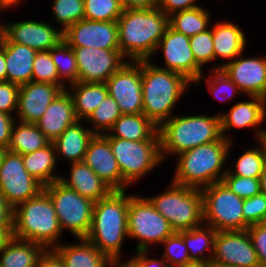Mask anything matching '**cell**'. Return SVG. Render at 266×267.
Segmentation results:
<instances>
[{
	"label": "cell",
	"instance_id": "cell-1",
	"mask_svg": "<svg viewBox=\"0 0 266 267\" xmlns=\"http://www.w3.org/2000/svg\"><path fill=\"white\" fill-rule=\"evenodd\" d=\"M119 50L130 61L151 60L169 26V17L158 7L123 10L117 20Z\"/></svg>",
	"mask_w": 266,
	"mask_h": 267
},
{
	"label": "cell",
	"instance_id": "cell-2",
	"mask_svg": "<svg viewBox=\"0 0 266 267\" xmlns=\"http://www.w3.org/2000/svg\"><path fill=\"white\" fill-rule=\"evenodd\" d=\"M125 191H113L94 203L92 225L86 239L113 261H120L122 243L128 237V206Z\"/></svg>",
	"mask_w": 266,
	"mask_h": 267
},
{
	"label": "cell",
	"instance_id": "cell-3",
	"mask_svg": "<svg viewBox=\"0 0 266 267\" xmlns=\"http://www.w3.org/2000/svg\"><path fill=\"white\" fill-rule=\"evenodd\" d=\"M143 114L160 127L172 117L175 103L191 83L184 76L141 60Z\"/></svg>",
	"mask_w": 266,
	"mask_h": 267
},
{
	"label": "cell",
	"instance_id": "cell-4",
	"mask_svg": "<svg viewBox=\"0 0 266 267\" xmlns=\"http://www.w3.org/2000/svg\"><path fill=\"white\" fill-rule=\"evenodd\" d=\"M232 140L222 137L216 142L203 144L177 155V165L172 182L196 189L222 182L223 170L229 156Z\"/></svg>",
	"mask_w": 266,
	"mask_h": 267
},
{
	"label": "cell",
	"instance_id": "cell-5",
	"mask_svg": "<svg viewBox=\"0 0 266 267\" xmlns=\"http://www.w3.org/2000/svg\"><path fill=\"white\" fill-rule=\"evenodd\" d=\"M162 160L194 147L216 142L223 135L220 114L172 116L158 128ZM168 154V155H167Z\"/></svg>",
	"mask_w": 266,
	"mask_h": 267
},
{
	"label": "cell",
	"instance_id": "cell-6",
	"mask_svg": "<svg viewBox=\"0 0 266 267\" xmlns=\"http://www.w3.org/2000/svg\"><path fill=\"white\" fill-rule=\"evenodd\" d=\"M61 234L55 207L44 190L14 208V238L53 249L60 244L57 241Z\"/></svg>",
	"mask_w": 266,
	"mask_h": 267
},
{
	"label": "cell",
	"instance_id": "cell-7",
	"mask_svg": "<svg viewBox=\"0 0 266 267\" xmlns=\"http://www.w3.org/2000/svg\"><path fill=\"white\" fill-rule=\"evenodd\" d=\"M147 199L168 220L175 232L190 230L204 223L201 189L171 181L168 190Z\"/></svg>",
	"mask_w": 266,
	"mask_h": 267
},
{
	"label": "cell",
	"instance_id": "cell-8",
	"mask_svg": "<svg viewBox=\"0 0 266 267\" xmlns=\"http://www.w3.org/2000/svg\"><path fill=\"white\" fill-rule=\"evenodd\" d=\"M122 175V191L163 161L160 140L132 141L107 137Z\"/></svg>",
	"mask_w": 266,
	"mask_h": 267
},
{
	"label": "cell",
	"instance_id": "cell-9",
	"mask_svg": "<svg viewBox=\"0 0 266 267\" xmlns=\"http://www.w3.org/2000/svg\"><path fill=\"white\" fill-rule=\"evenodd\" d=\"M203 222L216 231H243L250 226L243 215L244 199L234 194L223 182L201 189Z\"/></svg>",
	"mask_w": 266,
	"mask_h": 267
},
{
	"label": "cell",
	"instance_id": "cell-10",
	"mask_svg": "<svg viewBox=\"0 0 266 267\" xmlns=\"http://www.w3.org/2000/svg\"><path fill=\"white\" fill-rule=\"evenodd\" d=\"M53 202L61 230L68 229L77 239L86 238L92 225L94 203L60 180L43 187Z\"/></svg>",
	"mask_w": 266,
	"mask_h": 267
},
{
	"label": "cell",
	"instance_id": "cell-11",
	"mask_svg": "<svg viewBox=\"0 0 266 267\" xmlns=\"http://www.w3.org/2000/svg\"><path fill=\"white\" fill-rule=\"evenodd\" d=\"M127 223L128 237L139 240L136 251L148 250L152 243L161 244L175 232L151 202L138 195H130Z\"/></svg>",
	"mask_w": 266,
	"mask_h": 267
},
{
	"label": "cell",
	"instance_id": "cell-12",
	"mask_svg": "<svg viewBox=\"0 0 266 267\" xmlns=\"http://www.w3.org/2000/svg\"><path fill=\"white\" fill-rule=\"evenodd\" d=\"M43 187L25 169L22 155L7 150L0 165V190L8 203L15 208L36 197Z\"/></svg>",
	"mask_w": 266,
	"mask_h": 267
},
{
	"label": "cell",
	"instance_id": "cell-13",
	"mask_svg": "<svg viewBox=\"0 0 266 267\" xmlns=\"http://www.w3.org/2000/svg\"><path fill=\"white\" fill-rule=\"evenodd\" d=\"M210 266L261 267L248 231H217Z\"/></svg>",
	"mask_w": 266,
	"mask_h": 267
},
{
	"label": "cell",
	"instance_id": "cell-14",
	"mask_svg": "<svg viewBox=\"0 0 266 267\" xmlns=\"http://www.w3.org/2000/svg\"><path fill=\"white\" fill-rule=\"evenodd\" d=\"M128 62L105 84L108 95L115 99L121 114H139L143 112L141 60Z\"/></svg>",
	"mask_w": 266,
	"mask_h": 267
},
{
	"label": "cell",
	"instance_id": "cell-15",
	"mask_svg": "<svg viewBox=\"0 0 266 267\" xmlns=\"http://www.w3.org/2000/svg\"><path fill=\"white\" fill-rule=\"evenodd\" d=\"M162 50L166 65L164 70H171L184 76L191 83L198 86L204 78L202 67H200L194 58L190 48V37L177 32L168 26L164 36L158 43L156 51Z\"/></svg>",
	"mask_w": 266,
	"mask_h": 267
},
{
	"label": "cell",
	"instance_id": "cell-16",
	"mask_svg": "<svg viewBox=\"0 0 266 267\" xmlns=\"http://www.w3.org/2000/svg\"><path fill=\"white\" fill-rule=\"evenodd\" d=\"M78 68V81L105 83L125 63L120 50L71 47Z\"/></svg>",
	"mask_w": 266,
	"mask_h": 267
},
{
	"label": "cell",
	"instance_id": "cell-17",
	"mask_svg": "<svg viewBox=\"0 0 266 267\" xmlns=\"http://www.w3.org/2000/svg\"><path fill=\"white\" fill-rule=\"evenodd\" d=\"M63 40L70 47L119 50L117 21H95L84 18L63 32Z\"/></svg>",
	"mask_w": 266,
	"mask_h": 267
},
{
	"label": "cell",
	"instance_id": "cell-18",
	"mask_svg": "<svg viewBox=\"0 0 266 267\" xmlns=\"http://www.w3.org/2000/svg\"><path fill=\"white\" fill-rule=\"evenodd\" d=\"M237 56L233 61L216 65L248 96L266 99V57L247 58ZM241 57V58H240Z\"/></svg>",
	"mask_w": 266,
	"mask_h": 267
},
{
	"label": "cell",
	"instance_id": "cell-19",
	"mask_svg": "<svg viewBox=\"0 0 266 267\" xmlns=\"http://www.w3.org/2000/svg\"><path fill=\"white\" fill-rule=\"evenodd\" d=\"M63 40V31L41 21H19L3 24V42L23 44L33 50L48 51Z\"/></svg>",
	"mask_w": 266,
	"mask_h": 267
},
{
	"label": "cell",
	"instance_id": "cell-20",
	"mask_svg": "<svg viewBox=\"0 0 266 267\" xmlns=\"http://www.w3.org/2000/svg\"><path fill=\"white\" fill-rule=\"evenodd\" d=\"M62 91L59 86L51 83L31 81L20 85L16 110L18 121L23 123L38 121Z\"/></svg>",
	"mask_w": 266,
	"mask_h": 267
},
{
	"label": "cell",
	"instance_id": "cell-21",
	"mask_svg": "<svg viewBox=\"0 0 266 267\" xmlns=\"http://www.w3.org/2000/svg\"><path fill=\"white\" fill-rule=\"evenodd\" d=\"M83 162L114 191H122V175L112 153L109 139L104 134H95L90 140Z\"/></svg>",
	"mask_w": 266,
	"mask_h": 267
},
{
	"label": "cell",
	"instance_id": "cell-22",
	"mask_svg": "<svg viewBox=\"0 0 266 267\" xmlns=\"http://www.w3.org/2000/svg\"><path fill=\"white\" fill-rule=\"evenodd\" d=\"M248 97L252 101L236 102L227 113L220 114L222 135L228 140L230 138L226 137L225 133L232 128L258 127L255 131L257 139L266 131L262 127L259 129V125L266 118V99L258 96Z\"/></svg>",
	"mask_w": 266,
	"mask_h": 267
},
{
	"label": "cell",
	"instance_id": "cell-23",
	"mask_svg": "<svg viewBox=\"0 0 266 267\" xmlns=\"http://www.w3.org/2000/svg\"><path fill=\"white\" fill-rule=\"evenodd\" d=\"M74 103L69 91H62L35 122L50 142H54L65 129L77 122Z\"/></svg>",
	"mask_w": 266,
	"mask_h": 267
},
{
	"label": "cell",
	"instance_id": "cell-24",
	"mask_svg": "<svg viewBox=\"0 0 266 267\" xmlns=\"http://www.w3.org/2000/svg\"><path fill=\"white\" fill-rule=\"evenodd\" d=\"M70 164V178L66 179L61 176L60 181L81 196L96 202L106 198L114 191L84 162Z\"/></svg>",
	"mask_w": 266,
	"mask_h": 267
},
{
	"label": "cell",
	"instance_id": "cell-25",
	"mask_svg": "<svg viewBox=\"0 0 266 267\" xmlns=\"http://www.w3.org/2000/svg\"><path fill=\"white\" fill-rule=\"evenodd\" d=\"M78 244H59L53 250L61 257L64 267H111L113 260L100 252L86 238Z\"/></svg>",
	"mask_w": 266,
	"mask_h": 267
},
{
	"label": "cell",
	"instance_id": "cell-26",
	"mask_svg": "<svg viewBox=\"0 0 266 267\" xmlns=\"http://www.w3.org/2000/svg\"><path fill=\"white\" fill-rule=\"evenodd\" d=\"M108 132L104 134L106 137L132 141L160 140L158 127L143 113L122 114Z\"/></svg>",
	"mask_w": 266,
	"mask_h": 267
},
{
	"label": "cell",
	"instance_id": "cell-27",
	"mask_svg": "<svg viewBox=\"0 0 266 267\" xmlns=\"http://www.w3.org/2000/svg\"><path fill=\"white\" fill-rule=\"evenodd\" d=\"M78 120L70 125L53 142L56 155L67 159L70 163L83 162L90 140L95 135L90 128H84Z\"/></svg>",
	"mask_w": 266,
	"mask_h": 267
},
{
	"label": "cell",
	"instance_id": "cell-28",
	"mask_svg": "<svg viewBox=\"0 0 266 267\" xmlns=\"http://www.w3.org/2000/svg\"><path fill=\"white\" fill-rule=\"evenodd\" d=\"M36 54L37 51L23 44L5 42L7 81L18 85L31 82Z\"/></svg>",
	"mask_w": 266,
	"mask_h": 267
},
{
	"label": "cell",
	"instance_id": "cell-29",
	"mask_svg": "<svg viewBox=\"0 0 266 267\" xmlns=\"http://www.w3.org/2000/svg\"><path fill=\"white\" fill-rule=\"evenodd\" d=\"M215 59L218 57L233 61L243 55L246 37L243 30L231 22H218L211 27Z\"/></svg>",
	"mask_w": 266,
	"mask_h": 267
},
{
	"label": "cell",
	"instance_id": "cell-30",
	"mask_svg": "<svg viewBox=\"0 0 266 267\" xmlns=\"http://www.w3.org/2000/svg\"><path fill=\"white\" fill-rule=\"evenodd\" d=\"M56 149L50 142L42 149L22 155V160L27 172L38 180L43 186L60 180L61 175H54L57 161Z\"/></svg>",
	"mask_w": 266,
	"mask_h": 267
},
{
	"label": "cell",
	"instance_id": "cell-31",
	"mask_svg": "<svg viewBox=\"0 0 266 267\" xmlns=\"http://www.w3.org/2000/svg\"><path fill=\"white\" fill-rule=\"evenodd\" d=\"M66 89L72 97L76 116L79 120H86L108 95L105 83L76 82Z\"/></svg>",
	"mask_w": 266,
	"mask_h": 267
},
{
	"label": "cell",
	"instance_id": "cell-32",
	"mask_svg": "<svg viewBox=\"0 0 266 267\" xmlns=\"http://www.w3.org/2000/svg\"><path fill=\"white\" fill-rule=\"evenodd\" d=\"M45 248L32 241L12 238L0 250L1 267H36L39 256Z\"/></svg>",
	"mask_w": 266,
	"mask_h": 267
},
{
	"label": "cell",
	"instance_id": "cell-33",
	"mask_svg": "<svg viewBox=\"0 0 266 267\" xmlns=\"http://www.w3.org/2000/svg\"><path fill=\"white\" fill-rule=\"evenodd\" d=\"M179 233L188 248L191 261L210 265L217 231L213 227L203 223V225L190 230L179 231ZM209 249L211 256H205L204 251L206 252Z\"/></svg>",
	"mask_w": 266,
	"mask_h": 267
},
{
	"label": "cell",
	"instance_id": "cell-34",
	"mask_svg": "<svg viewBox=\"0 0 266 267\" xmlns=\"http://www.w3.org/2000/svg\"><path fill=\"white\" fill-rule=\"evenodd\" d=\"M17 123L15 121L12 127L8 151L24 155L42 149L50 143L35 123Z\"/></svg>",
	"mask_w": 266,
	"mask_h": 267
},
{
	"label": "cell",
	"instance_id": "cell-35",
	"mask_svg": "<svg viewBox=\"0 0 266 267\" xmlns=\"http://www.w3.org/2000/svg\"><path fill=\"white\" fill-rule=\"evenodd\" d=\"M211 13L201 6L180 11L169 16V26L185 36L191 37L208 30Z\"/></svg>",
	"mask_w": 266,
	"mask_h": 267
},
{
	"label": "cell",
	"instance_id": "cell-36",
	"mask_svg": "<svg viewBox=\"0 0 266 267\" xmlns=\"http://www.w3.org/2000/svg\"><path fill=\"white\" fill-rule=\"evenodd\" d=\"M57 68L59 79L69 82L68 85L78 82V68L73 48L64 40L49 50Z\"/></svg>",
	"mask_w": 266,
	"mask_h": 267
},
{
	"label": "cell",
	"instance_id": "cell-37",
	"mask_svg": "<svg viewBox=\"0 0 266 267\" xmlns=\"http://www.w3.org/2000/svg\"><path fill=\"white\" fill-rule=\"evenodd\" d=\"M121 115L115 99L107 95L86 120L92 123L93 128L90 129L94 134H105Z\"/></svg>",
	"mask_w": 266,
	"mask_h": 267
},
{
	"label": "cell",
	"instance_id": "cell-38",
	"mask_svg": "<svg viewBox=\"0 0 266 267\" xmlns=\"http://www.w3.org/2000/svg\"><path fill=\"white\" fill-rule=\"evenodd\" d=\"M266 164L262 145L247 150L237 159L234 170L227 168L226 174L241 177L260 178Z\"/></svg>",
	"mask_w": 266,
	"mask_h": 267
},
{
	"label": "cell",
	"instance_id": "cell-39",
	"mask_svg": "<svg viewBox=\"0 0 266 267\" xmlns=\"http://www.w3.org/2000/svg\"><path fill=\"white\" fill-rule=\"evenodd\" d=\"M32 81L51 83L59 86L63 91L67 89L66 82L59 79L49 50L37 52L33 62Z\"/></svg>",
	"mask_w": 266,
	"mask_h": 267
},
{
	"label": "cell",
	"instance_id": "cell-40",
	"mask_svg": "<svg viewBox=\"0 0 266 267\" xmlns=\"http://www.w3.org/2000/svg\"><path fill=\"white\" fill-rule=\"evenodd\" d=\"M84 18L95 21H117L122 14L119 0H84Z\"/></svg>",
	"mask_w": 266,
	"mask_h": 267
},
{
	"label": "cell",
	"instance_id": "cell-41",
	"mask_svg": "<svg viewBox=\"0 0 266 267\" xmlns=\"http://www.w3.org/2000/svg\"><path fill=\"white\" fill-rule=\"evenodd\" d=\"M53 16L64 32L68 27L84 19V0H54Z\"/></svg>",
	"mask_w": 266,
	"mask_h": 267
},
{
	"label": "cell",
	"instance_id": "cell-42",
	"mask_svg": "<svg viewBox=\"0 0 266 267\" xmlns=\"http://www.w3.org/2000/svg\"><path fill=\"white\" fill-rule=\"evenodd\" d=\"M161 244L165 246L162 258L165 259L171 267H179L192 263L188 254V248L179 232H174Z\"/></svg>",
	"mask_w": 266,
	"mask_h": 267
},
{
	"label": "cell",
	"instance_id": "cell-43",
	"mask_svg": "<svg viewBox=\"0 0 266 267\" xmlns=\"http://www.w3.org/2000/svg\"><path fill=\"white\" fill-rule=\"evenodd\" d=\"M210 77L206 78L208 90L218 100H231L234 94H241L237 85L221 70H211Z\"/></svg>",
	"mask_w": 266,
	"mask_h": 267
},
{
	"label": "cell",
	"instance_id": "cell-44",
	"mask_svg": "<svg viewBox=\"0 0 266 267\" xmlns=\"http://www.w3.org/2000/svg\"><path fill=\"white\" fill-rule=\"evenodd\" d=\"M190 48L196 63L201 67L207 62L215 60V53L212 39V29L198 33L190 37Z\"/></svg>",
	"mask_w": 266,
	"mask_h": 267
},
{
	"label": "cell",
	"instance_id": "cell-45",
	"mask_svg": "<svg viewBox=\"0 0 266 267\" xmlns=\"http://www.w3.org/2000/svg\"><path fill=\"white\" fill-rule=\"evenodd\" d=\"M222 182L238 197L248 199L261 192L260 179L225 174Z\"/></svg>",
	"mask_w": 266,
	"mask_h": 267
},
{
	"label": "cell",
	"instance_id": "cell-46",
	"mask_svg": "<svg viewBox=\"0 0 266 267\" xmlns=\"http://www.w3.org/2000/svg\"><path fill=\"white\" fill-rule=\"evenodd\" d=\"M244 220L249 225H254L266 221V195L262 192L244 199L243 204Z\"/></svg>",
	"mask_w": 266,
	"mask_h": 267
},
{
	"label": "cell",
	"instance_id": "cell-47",
	"mask_svg": "<svg viewBox=\"0 0 266 267\" xmlns=\"http://www.w3.org/2000/svg\"><path fill=\"white\" fill-rule=\"evenodd\" d=\"M20 85L9 82L0 81V111L11 114L17 110L18 94Z\"/></svg>",
	"mask_w": 266,
	"mask_h": 267
},
{
	"label": "cell",
	"instance_id": "cell-48",
	"mask_svg": "<svg viewBox=\"0 0 266 267\" xmlns=\"http://www.w3.org/2000/svg\"><path fill=\"white\" fill-rule=\"evenodd\" d=\"M247 231L257 252L261 267H266V221L250 225Z\"/></svg>",
	"mask_w": 266,
	"mask_h": 267
},
{
	"label": "cell",
	"instance_id": "cell-49",
	"mask_svg": "<svg viewBox=\"0 0 266 267\" xmlns=\"http://www.w3.org/2000/svg\"><path fill=\"white\" fill-rule=\"evenodd\" d=\"M197 0H158V8L168 17L174 13L193 9L199 5L195 4Z\"/></svg>",
	"mask_w": 266,
	"mask_h": 267
},
{
	"label": "cell",
	"instance_id": "cell-50",
	"mask_svg": "<svg viewBox=\"0 0 266 267\" xmlns=\"http://www.w3.org/2000/svg\"><path fill=\"white\" fill-rule=\"evenodd\" d=\"M128 262L133 267H171L165 259H151L148 256V250L136 251V255Z\"/></svg>",
	"mask_w": 266,
	"mask_h": 267
},
{
	"label": "cell",
	"instance_id": "cell-51",
	"mask_svg": "<svg viewBox=\"0 0 266 267\" xmlns=\"http://www.w3.org/2000/svg\"><path fill=\"white\" fill-rule=\"evenodd\" d=\"M16 119L13 115L0 111V147L8 148L11 141V131Z\"/></svg>",
	"mask_w": 266,
	"mask_h": 267
},
{
	"label": "cell",
	"instance_id": "cell-52",
	"mask_svg": "<svg viewBox=\"0 0 266 267\" xmlns=\"http://www.w3.org/2000/svg\"><path fill=\"white\" fill-rule=\"evenodd\" d=\"M0 227H14V208L0 190Z\"/></svg>",
	"mask_w": 266,
	"mask_h": 267
},
{
	"label": "cell",
	"instance_id": "cell-53",
	"mask_svg": "<svg viewBox=\"0 0 266 267\" xmlns=\"http://www.w3.org/2000/svg\"><path fill=\"white\" fill-rule=\"evenodd\" d=\"M36 267H64V264L61 257L48 248L39 256Z\"/></svg>",
	"mask_w": 266,
	"mask_h": 267
},
{
	"label": "cell",
	"instance_id": "cell-54",
	"mask_svg": "<svg viewBox=\"0 0 266 267\" xmlns=\"http://www.w3.org/2000/svg\"><path fill=\"white\" fill-rule=\"evenodd\" d=\"M123 10L152 9L158 7V0H119Z\"/></svg>",
	"mask_w": 266,
	"mask_h": 267
},
{
	"label": "cell",
	"instance_id": "cell-55",
	"mask_svg": "<svg viewBox=\"0 0 266 267\" xmlns=\"http://www.w3.org/2000/svg\"><path fill=\"white\" fill-rule=\"evenodd\" d=\"M0 81H7V71L5 62V42L0 44Z\"/></svg>",
	"mask_w": 266,
	"mask_h": 267
},
{
	"label": "cell",
	"instance_id": "cell-56",
	"mask_svg": "<svg viewBox=\"0 0 266 267\" xmlns=\"http://www.w3.org/2000/svg\"><path fill=\"white\" fill-rule=\"evenodd\" d=\"M14 227H0V250L13 238Z\"/></svg>",
	"mask_w": 266,
	"mask_h": 267
},
{
	"label": "cell",
	"instance_id": "cell-57",
	"mask_svg": "<svg viewBox=\"0 0 266 267\" xmlns=\"http://www.w3.org/2000/svg\"><path fill=\"white\" fill-rule=\"evenodd\" d=\"M259 179H260V190L264 195H266V164Z\"/></svg>",
	"mask_w": 266,
	"mask_h": 267
},
{
	"label": "cell",
	"instance_id": "cell-58",
	"mask_svg": "<svg viewBox=\"0 0 266 267\" xmlns=\"http://www.w3.org/2000/svg\"><path fill=\"white\" fill-rule=\"evenodd\" d=\"M20 2H22L21 0H0V4L5 8H9V7H15L17 6V4H21Z\"/></svg>",
	"mask_w": 266,
	"mask_h": 267
},
{
	"label": "cell",
	"instance_id": "cell-59",
	"mask_svg": "<svg viewBox=\"0 0 266 267\" xmlns=\"http://www.w3.org/2000/svg\"><path fill=\"white\" fill-rule=\"evenodd\" d=\"M259 144L262 145L264 153H265V160H266V131L259 137Z\"/></svg>",
	"mask_w": 266,
	"mask_h": 267
},
{
	"label": "cell",
	"instance_id": "cell-60",
	"mask_svg": "<svg viewBox=\"0 0 266 267\" xmlns=\"http://www.w3.org/2000/svg\"><path fill=\"white\" fill-rule=\"evenodd\" d=\"M179 267H210V265L200 263V262H192V263L185 264V265L179 266Z\"/></svg>",
	"mask_w": 266,
	"mask_h": 267
},
{
	"label": "cell",
	"instance_id": "cell-61",
	"mask_svg": "<svg viewBox=\"0 0 266 267\" xmlns=\"http://www.w3.org/2000/svg\"><path fill=\"white\" fill-rule=\"evenodd\" d=\"M111 267H133L128 261L121 263L120 261H113Z\"/></svg>",
	"mask_w": 266,
	"mask_h": 267
},
{
	"label": "cell",
	"instance_id": "cell-62",
	"mask_svg": "<svg viewBox=\"0 0 266 267\" xmlns=\"http://www.w3.org/2000/svg\"><path fill=\"white\" fill-rule=\"evenodd\" d=\"M7 150H8L7 148L0 147V165L3 161V157H4Z\"/></svg>",
	"mask_w": 266,
	"mask_h": 267
},
{
	"label": "cell",
	"instance_id": "cell-63",
	"mask_svg": "<svg viewBox=\"0 0 266 267\" xmlns=\"http://www.w3.org/2000/svg\"><path fill=\"white\" fill-rule=\"evenodd\" d=\"M2 38H3V23L1 22L0 23V44H1Z\"/></svg>",
	"mask_w": 266,
	"mask_h": 267
},
{
	"label": "cell",
	"instance_id": "cell-64",
	"mask_svg": "<svg viewBox=\"0 0 266 267\" xmlns=\"http://www.w3.org/2000/svg\"><path fill=\"white\" fill-rule=\"evenodd\" d=\"M5 9L1 4H0V11Z\"/></svg>",
	"mask_w": 266,
	"mask_h": 267
},
{
	"label": "cell",
	"instance_id": "cell-65",
	"mask_svg": "<svg viewBox=\"0 0 266 267\" xmlns=\"http://www.w3.org/2000/svg\"><path fill=\"white\" fill-rule=\"evenodd\" d=\"M210 267H228V266H210Z\"/></svg>",
	"mask_w": 266,
	"mask_h": 267
}]
</instances>
